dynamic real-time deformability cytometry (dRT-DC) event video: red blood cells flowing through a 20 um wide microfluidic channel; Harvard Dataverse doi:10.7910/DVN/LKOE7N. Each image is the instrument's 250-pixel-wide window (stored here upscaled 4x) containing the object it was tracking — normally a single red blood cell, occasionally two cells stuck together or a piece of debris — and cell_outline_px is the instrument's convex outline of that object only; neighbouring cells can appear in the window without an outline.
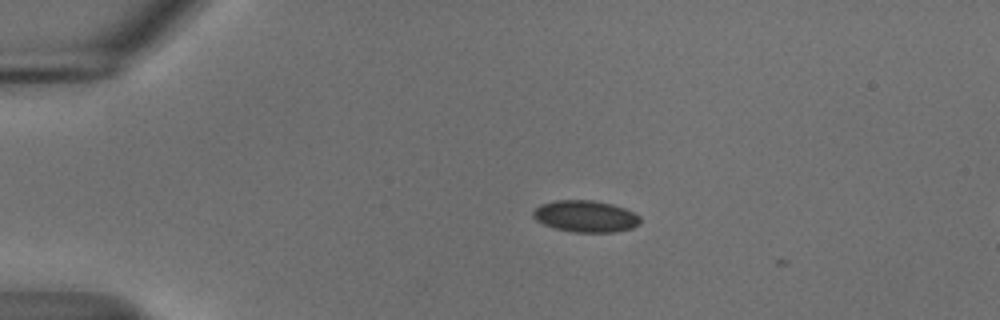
{"species": "common noctule bat (a hibernating species)", "species_latin": "Nyctalus noctula", "temperature_condition": "cold", "stored_images_in_passage": 5, "camera_frame_rate_fps": 3000, "um_per_image_px": 0.085, "animal": {"sex": "male", "body_mass_g": 18.8}, "frame": {"image": 1, "passage_image": 2, "time_ms": 0.333, "image_size_px": [1000, 320], "cell_outline_px": [[640, 224], [632, 228], [616, 232], [572, 232], [552, 228], [536, 220], [532, 216], [532, 212], [540, 204], [556, 200], [592, 200], [612, 204], [624, 208], [640, 216]], "centroid_in_image_um": [49.76, 18.39], "position_along_channel_um": 35.2, "area_um2": 19.88}}